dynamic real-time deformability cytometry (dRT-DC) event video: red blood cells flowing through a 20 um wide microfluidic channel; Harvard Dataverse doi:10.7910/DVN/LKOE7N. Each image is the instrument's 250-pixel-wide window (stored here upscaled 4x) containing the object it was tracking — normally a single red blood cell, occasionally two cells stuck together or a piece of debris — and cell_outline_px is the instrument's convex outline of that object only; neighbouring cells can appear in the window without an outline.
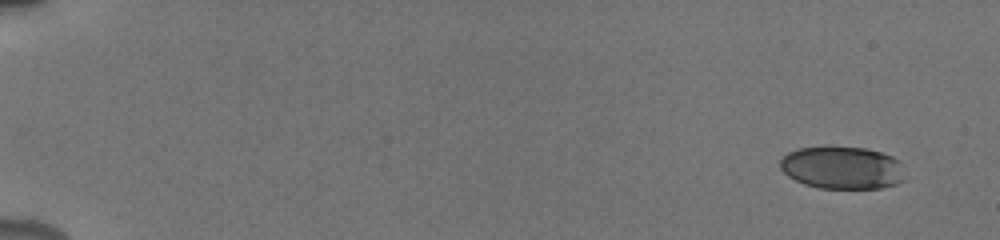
{"species": "human", "species_latin": "Homo sapiens", "temperature_condition": "cold", "stored_images_in_passage": 29, "camera_frame_rate_fps": 3000, "um_per_image_px": 0.085, "donor": {"sex": "male"}, "frame": {"image": 1, "passage_image": 1, "time_ms": 0.0, "image_size_px": [1000, 240], "cell_outline_px": [[908, 180], [896, 184], [880, 188], [820, 188], [804, 184], [788, 176], [780, 168], [780, 160], [788, 152], [800, 148], [828, 144], [864, 148], [880, 152], [892, 156], [900, 160]], "centroid_in_image_um": [71.62, 14.23], "position_along_channel_um": 13.4, "area_um2": 31.85}}
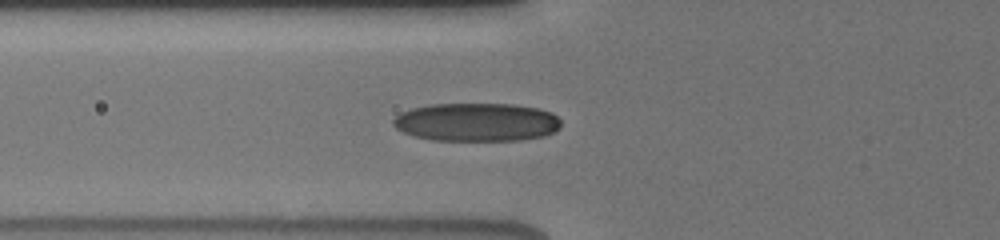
{"frame": {"image": 2, "passage_image": 20, "time_ms": 6.333, "image_size_px": [1000, 240], "cell_outline_px": [[560, 128], [544, 136], [520, 140], [432, 140], [412, 136], [396, 128], [392, 124], [392, 120], [400, 112], [412, 108], [432, 104], [516, 104], [536, 108], [552, 112], [560, 120]], "centroid_in_image_um": [40.49, 10.38], "position_along_channel_um": 85.3, "area_um2": 37.63}}
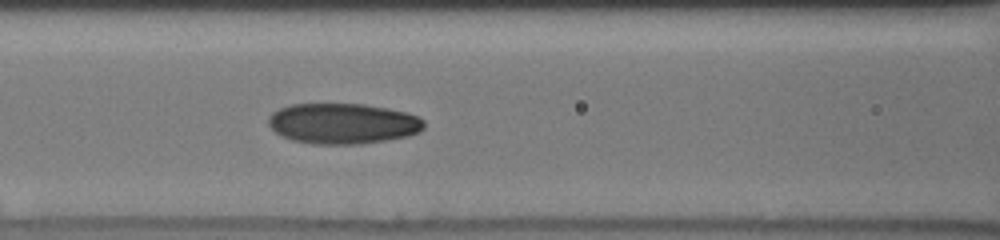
{"frame": {"image": 3, "passage_image": 25, "time_ms": 7.667, "image_size_px": [1000, 240], "cell_outline_px": [[424, 128], [420, 132], [408, 136], [360, 144], [316, 144], [292, 140], [276, 132], [268, 124], [268, 116], [272, 112], [280, 108], [292, 104], [364, 104], [388, 108], [404, 112], [416, 116], [424, 120]], "centroid_in_image_um": [29.14, 10.5], "position_along_channel_um": 137.5, "area_um2": 36.7}}